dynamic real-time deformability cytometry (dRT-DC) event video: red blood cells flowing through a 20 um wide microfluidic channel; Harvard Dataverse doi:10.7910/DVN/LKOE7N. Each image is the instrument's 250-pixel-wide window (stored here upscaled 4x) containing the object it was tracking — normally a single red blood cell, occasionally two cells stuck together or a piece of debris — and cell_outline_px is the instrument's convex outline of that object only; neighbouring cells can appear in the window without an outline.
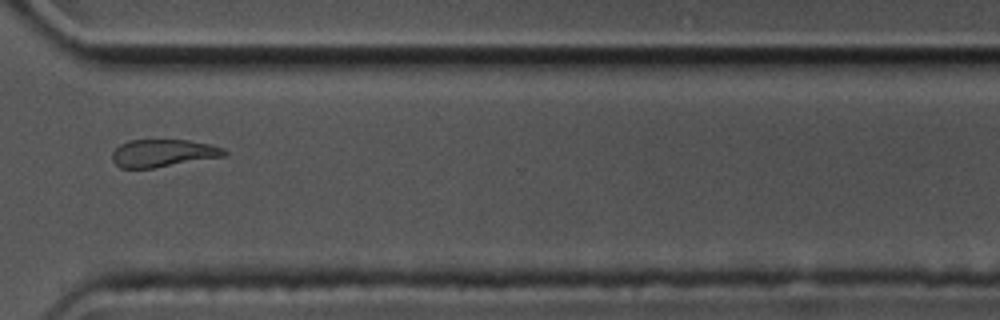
{"species": "common noctule bat (a hibernating species)", "species_latin": "Nyctalus noctula", "temperature_condition": "cold", "stored_images_in_passage": 11, "camera_frame_rate_fps": 3000, "um_per_image_px": 0.085, "animal": {"sex": "male", "body_mass_g": 17.5, "forearm_length_mm": 52.3}, "frame": {"image": 1, "passage_image": 8, "time_ms": 2.333, "image_size_px": [1000, 320], "cell_outline_px": [[228, 152], [224, 156], [152, 168], [120, 168], [112, 160], [112, 152], [120, 144], [128, 140], [188, 140], [212, 144], [224, 148]], "centroid_in_image_um": [13.85, 13.0], "position_along_channel_um": 356.7, "area_um2": 17.98}}
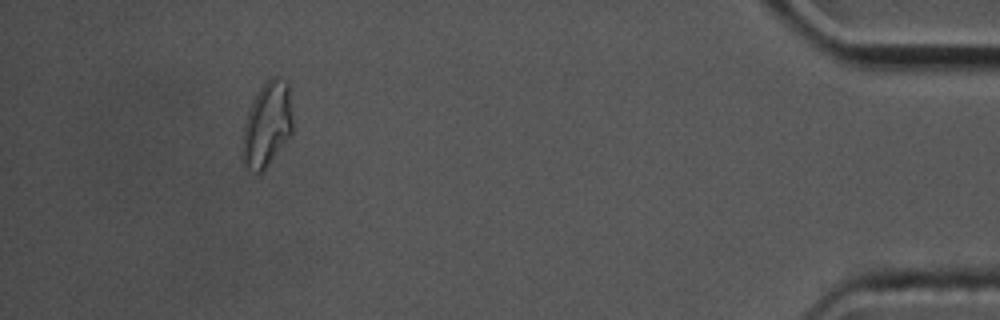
{"frame": {"image": 2, "passage_image": 10, "time_ms": 3.0, "image_size_px": [1000, 320], "cell_outline_px": [[292, 136], [268, 164], [260, 172], [256, 172], [248, 168], [244, 164], [240, 148], [244, 124], [248, 108], [252, 100], [260, 88], [272, 76], [280, 76], [288, 80], [292, 116]], "centroid_in_image_um": [22.7, 10.55], "position_along_channel_um": 412.5, "area_um2": 25.26}}